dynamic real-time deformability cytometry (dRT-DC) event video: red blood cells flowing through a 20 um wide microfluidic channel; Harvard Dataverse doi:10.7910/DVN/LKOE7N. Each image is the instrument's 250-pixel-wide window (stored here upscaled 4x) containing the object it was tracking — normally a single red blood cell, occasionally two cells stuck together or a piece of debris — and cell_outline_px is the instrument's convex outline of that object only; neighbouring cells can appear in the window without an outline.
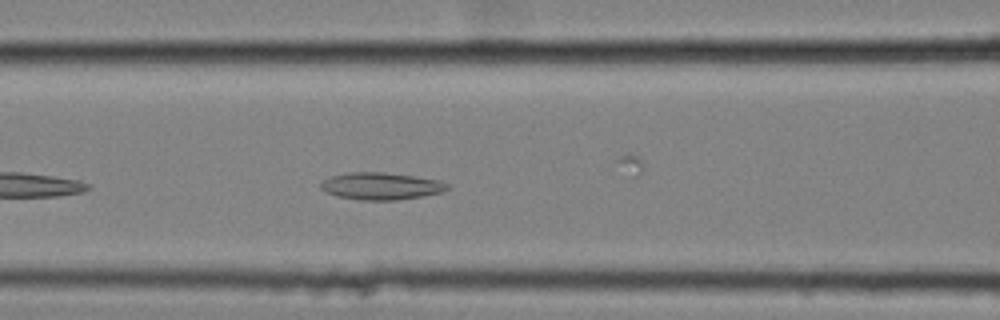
{"species": "common noctule bat (a hibernating species)", "species_latin": "Nyctalus noctula", "temperature_condition": "cold", "stored_images_in_passage": 20, "camera_frame_rate_fps": 3000, "um_per_image_px": 0.085, "animal": {"sex": "female", "body_mass_g": 25.1}, "frame": {"image": 1, "passage_image": 9, "time_ms": 2.667, "image_size_px": [1000, 320], "cell_outline_px": [[448, 188], [440, 192], [424, 196], [396, 200], [360, 200], [336, 196], [324, 192], [320, 188], [320, 184], [324, 180], [332, 176], [352, 172], [384, 172], [440, 180], [448, 184]], "centroid_in_image_um": [32.36, 15.82], "position_along_channel_um": 134.2, "area_um2": 19.94}}
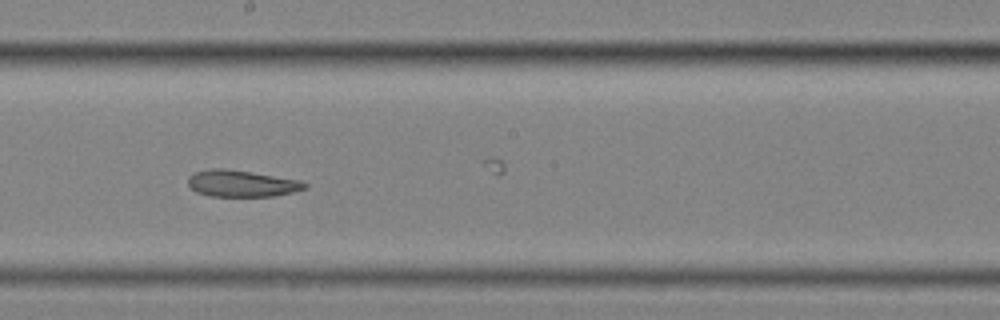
{"frame": {"image": 2, "passage_image": 17, "time_ms": 5.333, "image_size_px": [1000, 320], "cell_outline_px": [[308, 188], [292, 192], [272, 196], [208, 196], [196, 192], [188, 184], [188, 176], [196, 172], [208, 168], [224, 168], [300, 180], [308, 184]], "centroid_in_image_um": [20.52, 15.6], "position_along_channel_um": 227.7, "area_um2": 18.03}}